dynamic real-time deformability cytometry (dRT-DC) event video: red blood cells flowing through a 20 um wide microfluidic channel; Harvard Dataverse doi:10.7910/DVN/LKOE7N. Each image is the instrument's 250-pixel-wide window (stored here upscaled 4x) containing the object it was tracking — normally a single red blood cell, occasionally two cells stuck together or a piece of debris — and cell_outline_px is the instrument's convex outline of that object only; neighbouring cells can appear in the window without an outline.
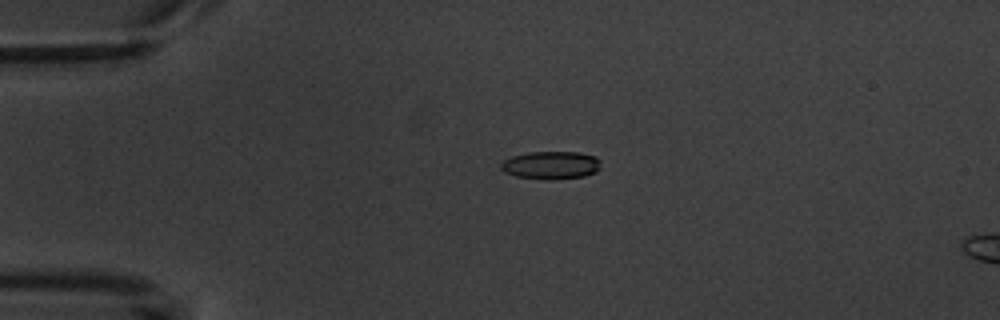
{"species": "common noctule bat (a hibernating species)", "species_latin": "Nyctalus noctula", "temperature_condition": "warm", "stored_images_in_passage": 5, "camera_frame_rate_fps": 3000, "um_per_image_px": 0.085, "animal": {"sex": "male", "body_mass_g": 20.1, "forearm_length_mm": 53.5}, "frame": {"image": 1, "passage_image": 3, "time_ms": 2.667, "image_size_px": [1000, 320], "cell_outline_px": [[600, 168], [596, 172], [584, 176], [552, 180], [544, 180], [516, 176], [504, 172], [500, 168], [500, 164], [504, 160], [512, 156], [528, 152], [580, 152], [596, 156], [600, 160]], "centroid_in_image_um": [46.84, 14.04], "position_along_channel_um": 38.2, "area_um2": 16.47}}